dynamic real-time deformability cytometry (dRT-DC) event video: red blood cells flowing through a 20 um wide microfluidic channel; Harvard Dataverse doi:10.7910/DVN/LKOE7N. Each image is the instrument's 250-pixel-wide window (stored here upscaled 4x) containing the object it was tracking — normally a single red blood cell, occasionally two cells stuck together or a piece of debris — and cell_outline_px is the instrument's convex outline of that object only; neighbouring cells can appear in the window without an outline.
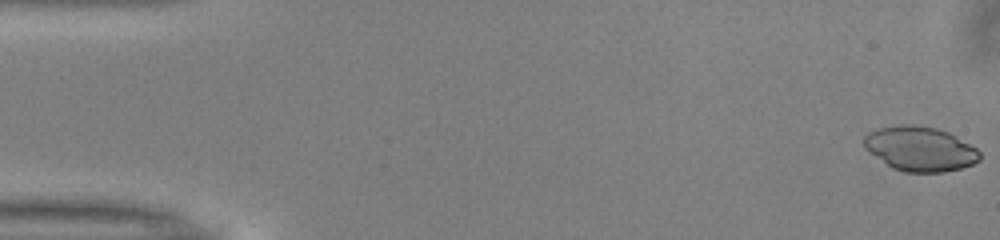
{"species": "common noctule bat (a hibernating species)", "species_latin": "Nyctalus noctula", "temperature_condition": "warm", "stored_images_in_passage": 50, "camera_frame_rate_fps": 3000, "um_per_image_px": 0.085, "animal": {"sex": "male", "body_mass_g": 13.0, "forearm_length_mm": 53.1}, "frame": {"image": 1, "passage_image": 1, "time_ms": 0.0, "image_size_px": [1000, 240], "cell_outline_px": [[980, 160], [972, 164], [960, 168], [944, 172], [904, 172], [892, 168], [868, 152], [864, 148], [864, 136], [868, 132], [880, 128], [904, 124], [916, 124], [936, 128], [948, 132], [956, 136], [976, 148], [980, 152]], "centroid_in_image_um": [78.18, 12.65], "position_along_channel_um": 6.8, "area_um2": 30.11}}